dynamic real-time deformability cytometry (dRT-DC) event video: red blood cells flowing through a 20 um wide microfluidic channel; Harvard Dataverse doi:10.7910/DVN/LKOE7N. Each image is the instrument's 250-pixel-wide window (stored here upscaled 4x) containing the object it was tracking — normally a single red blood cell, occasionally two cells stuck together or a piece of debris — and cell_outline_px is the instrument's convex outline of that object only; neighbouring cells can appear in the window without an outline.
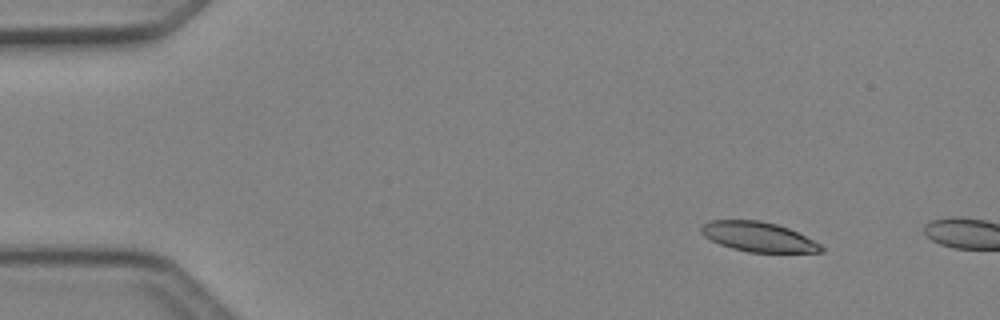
{"species": "Egyptian fruit bat (a non-hibernating species)", "species_latin": "Rousettus aegyptiacus", "temperature_condition": "cold", "stored_images_in_passage": 5, "camera_frame_rate_fps": 3000, "um_per_image_px": 0.085, "animal": {"sex": "female"}, "frame": {"image": 1, "passage_image": 3, "time_ms": 0.667, "image_size_px": [1000, 320], "cell_outline_px": [[824, 252], [748, 252], [732, 248], [720, 244], [704, 236], [700, 232], [700, 228], [708, 220], [760, 220], [776, 224], [788, 228], [820, 244], [824, 248]], "centroid_in_image_um": [64.43, 20.12], "position_along_channel_um": 20.6, "area_um2": 20.58}}